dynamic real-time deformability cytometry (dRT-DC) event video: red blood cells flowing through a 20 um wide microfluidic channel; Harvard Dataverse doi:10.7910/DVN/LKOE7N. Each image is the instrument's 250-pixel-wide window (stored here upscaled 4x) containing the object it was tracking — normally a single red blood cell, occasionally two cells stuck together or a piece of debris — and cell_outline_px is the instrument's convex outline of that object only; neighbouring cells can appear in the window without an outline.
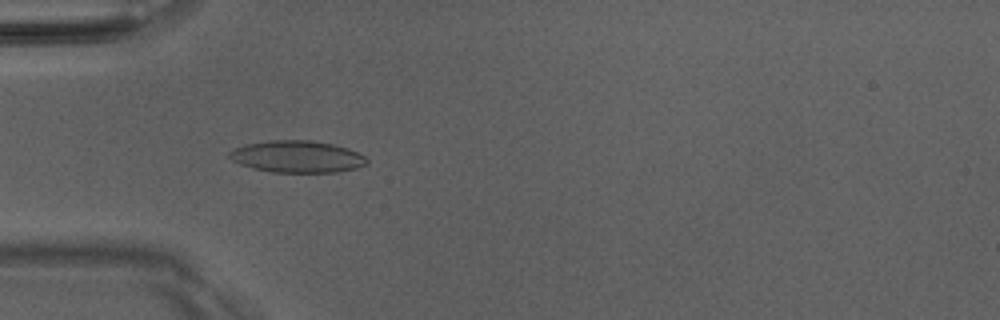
{"species": "Egyptian fruit bat (a non-hibernating species)", "species_latin": "Rousettus aegyptiacus", "temperature_condition": "room temperature", "stored_images_in_passage": 51, "camera_frame_rate_fps": 3000, "um_per_image_px": 0.085, "animal": {"sex": "male"}, "frame": {"image": 1, "passage_image": 16, "time_ms": 5.0, "image_size_px": [1000, 320], "cell_outline_px": [[368, 164], [356, 168], [340, 172], [272, 172], [252, 168], [240, 164], [232, 160], [228, 156], [228, 152], [244, 144], [268, 140], [312, 140], [332, 144], [348, 148], [364, 156], [368, 160]], "centroid_in_image_um": [25.25, 13.31], "position_along_channel_um": 59.7, "area_um2": 25.66}}
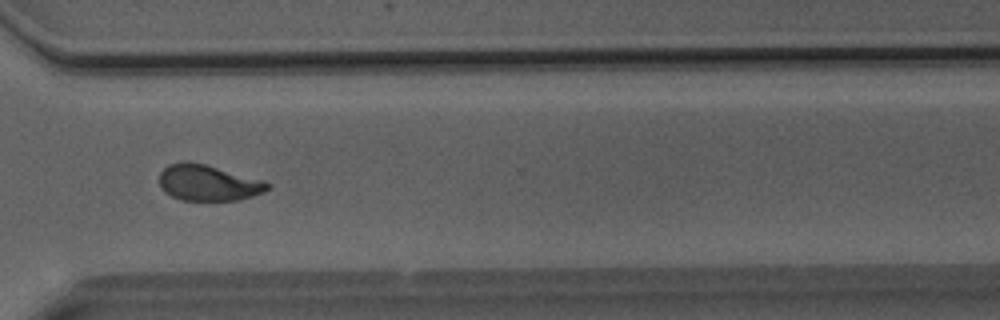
{"frame": {"image": 2, "passage_image": 38, "time_ms": 12.333, "image_size_px": [1000, 320], "cell_outline_px": [[268, 188], [264, 192], [240, 200], [180, 200], [164, 192], [160, 188], [160, 172], [168, 164], [184, 160], [188, 160], [204, 164], [264, 180], [268, 184]], "centroid_in_image_um": [17.65, 15.53], "position_along_channel_um": 352.9, "area_um2": 22.72}}
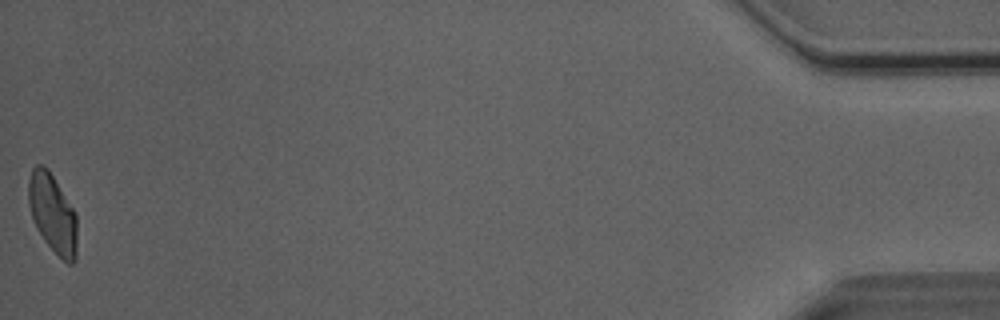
{"frame": {"image": 3, "passage_image": 51, "time_ms": 16.667, "image_size_px": [1000, 320], "cell_outline_px": [[76, 260], [72, 264], [68, 264], [44, 240], [36, 228], [28, 204], [28, 180], [32, 168], [36, 164], [44, 164], [48, 168], [76, 212]], "centroid_in_image_um": [4.46, 18.1], "position_along_channel_um": 430.7, "area_um2": 22.37}, "authors_computed_cell_mechanics": {"area_um2": 23.2356, "velocity_mm_per_s": 4.0503, "shape_relaxation_time_tau1_ms": 6.0378, "shape_relaxation_time_tau2_ms": 0.986, "deformation_change_tau1": 0.1792, "deformation_change_tau2": 0.0574}}